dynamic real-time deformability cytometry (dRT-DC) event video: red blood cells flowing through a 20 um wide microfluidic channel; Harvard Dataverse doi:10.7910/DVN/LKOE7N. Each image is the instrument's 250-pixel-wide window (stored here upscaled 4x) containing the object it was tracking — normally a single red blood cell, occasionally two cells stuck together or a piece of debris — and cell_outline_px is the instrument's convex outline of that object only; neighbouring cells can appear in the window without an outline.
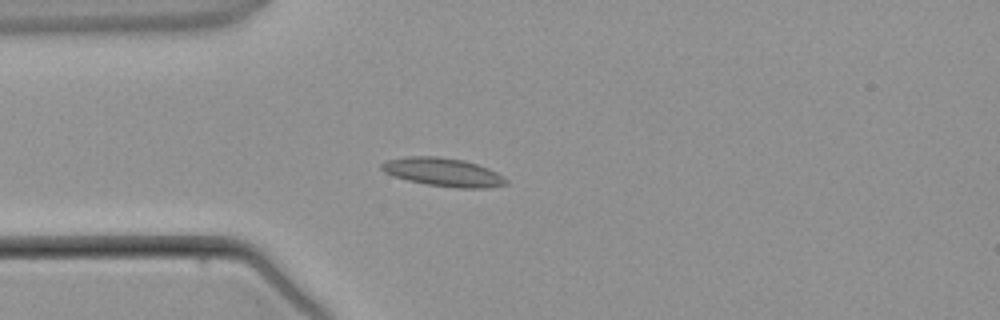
{"species": "common noctule bat (a hibernating species)", "species_latin": "Nyctalus noctula", "temperature_condition": "warm", "stored_images_in_passage": 3, "camera_frame_rate_fps": 3000, "um_per_image_px": 0.085, "animal": {"sex": "male", "body_mass_g": 21.5, "forearm_length_mm": 52.0}, "frame": {"image": 1, "passage_image": 3, "time_ms": 2.333, "image_size_px": [1000, 320], "cell_outline_px": [[508, 184], [492, 188], [456, 188], [428, 184], [408, 180], [392, 176], [384, 172], [380, 168], [380, 164], [388, 160], [404, 156], [440, 156], [464, 160], [488, 168], [504, 176], [508, 180]], "centroid_in_image_um": [37.68, 14.63], "position_along_channel_um": 47.3, "area_um2": 20.81}}